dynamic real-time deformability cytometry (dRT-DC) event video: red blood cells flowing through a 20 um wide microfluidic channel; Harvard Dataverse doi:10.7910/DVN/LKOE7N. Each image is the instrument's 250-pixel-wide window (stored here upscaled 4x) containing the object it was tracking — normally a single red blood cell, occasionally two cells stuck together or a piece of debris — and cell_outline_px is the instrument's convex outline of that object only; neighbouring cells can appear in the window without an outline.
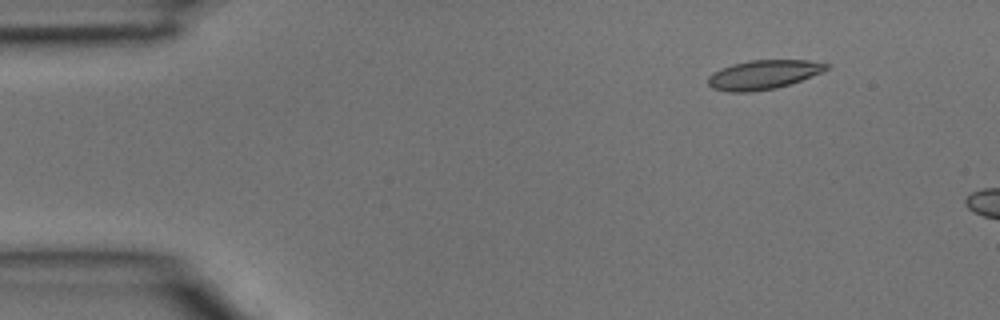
{"species": "common noctule bat (a hibernating species)", "species_latin": "Nyctalus noctula", "temperature_condition": "room temperature", "stored_images_in_passage": 3, "segment_of_instrument_passage": [2, 2], "camera_frame_rate_fps": 3000, "um_per_image_px": 0.085, "animal": {"sex": "male", "body_mass_g": 15.6}, "frame": {"image": 1, "passage_image": 3, "time_ms": 0.667, "image_size_px": [1000, 320], "cell_outline_px": [[828, 68], [820, 72], [800, 80], [776, 88], [752, 92], [728, 92], [712, 88], [708, 84], [708, 76], [712, 72], [720, 68], [732, 64], [748, 60], [808, 60], [828, 64]], "centroid_in_image_um": [64.81, 6.35], "position_along_channel_um": 20.2, "area_um2": 20.0}}